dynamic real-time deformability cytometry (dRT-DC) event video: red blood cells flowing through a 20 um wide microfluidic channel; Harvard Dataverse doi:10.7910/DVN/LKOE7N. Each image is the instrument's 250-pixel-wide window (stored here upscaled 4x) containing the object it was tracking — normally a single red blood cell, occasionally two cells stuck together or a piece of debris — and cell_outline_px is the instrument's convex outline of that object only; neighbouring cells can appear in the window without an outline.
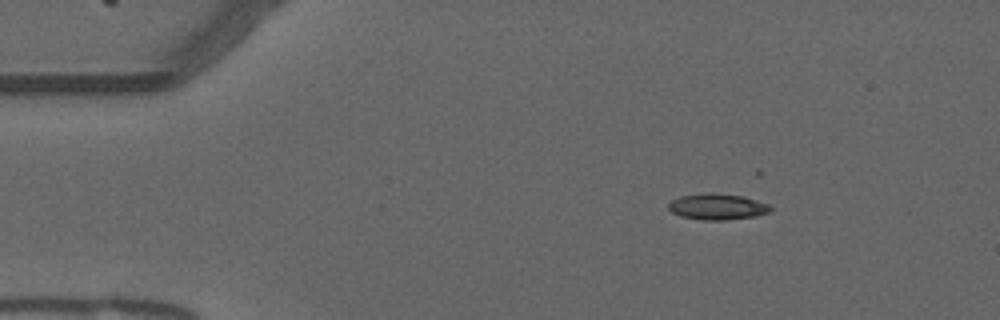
{"species": "common noctule bat (a hibernating species)", "species_latin": "Nyctalus noctula", "temperature_condition": "warm", "stored_images_in_passage": 11, "camera_frame_rate_fps": 3000, "um_per_image_px": 0.085, "animal": {"sex": "male", "forearm_length_mm": 52.5}, "frame": {"image": 1, "passage_image": 1, "time_ms": 0.0, "image_size_px": [1000, 320], "cell_outline_px": [[772, 212], [756, 216], [728, 220], [704, 220], [680, 216], [672, 212], [668, 208], [668, 204], [672, 200], [680, 196], [704, 192], [712, 192], [744, 196], [768, 204], [772, 208]], "centroid_in_image_um": [60.99, 17.56], "position_along_channel_um": 24.0, "area_um2": 15.72}}
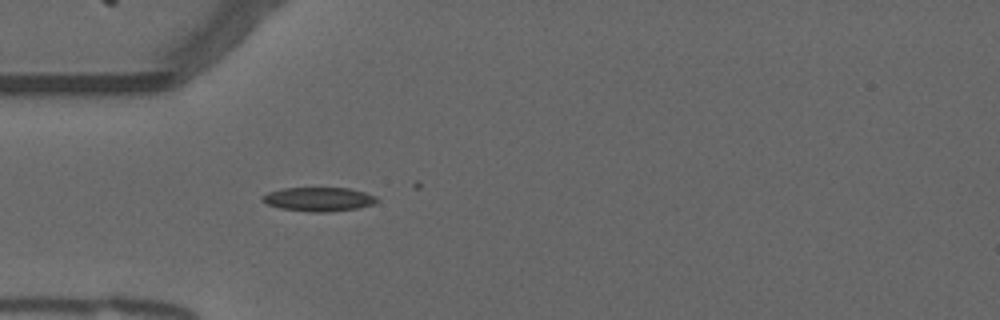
{"frame": {"image": 2, "passage_image": 9, "time_ms": 2.667, "image_size_px": [1000, 320], "cell_outline_px": [[380, 200], [372, 204], [356, 208], [328, 212], [312, 212], [280, 208], [268, 204], [260, 200], [260, 196], [268, 192], [284, 188], [348, 188], [364, 192], [376, 196]], "centroid_in_image_um": [27.06, 16.93], "position_along_channel_um": 57.9, "area_um2": 15.95}}